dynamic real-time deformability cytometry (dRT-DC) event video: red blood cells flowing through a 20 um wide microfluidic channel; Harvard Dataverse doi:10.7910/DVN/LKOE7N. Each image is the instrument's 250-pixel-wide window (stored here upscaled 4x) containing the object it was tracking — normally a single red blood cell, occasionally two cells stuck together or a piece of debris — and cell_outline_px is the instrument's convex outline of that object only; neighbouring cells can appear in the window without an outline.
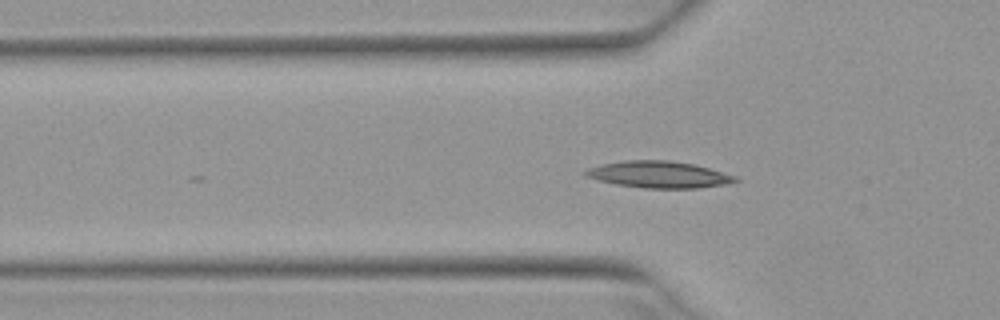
{"species": "Egyptian fruit bat (a non-hibernating species)", "species_latin": "Rousettus aegyptiacus", "temperature_condition": "warm", "stored_images_in_passage": 18, "camera_frame_rate_fps": 3000, "um_per_image_px": 0.085, "animal": {"sex": "female"}, "frame": {"image": 1, "passage_image": 2, "time_ms": 0.333, "image_size_px": [1000, 320], "cell_outline_px": [[740, 180], [724, 184], [700, 188], [644, 188], [616, 184], [584, 176], [580, 172], [588, 168], [600, 164], [624, 160], [668, 160], [696, 164], [736, 176]], "centroid_in_image_um": [55.97, 14.82], "position_along_channel_um": 69.8, "area_um2": 23.41}}
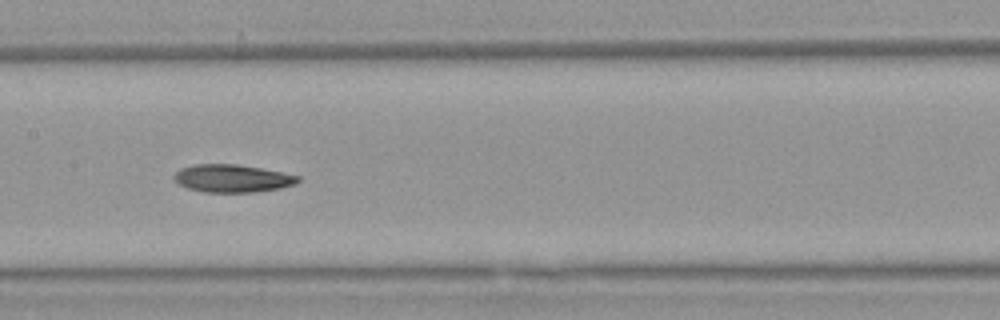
{"frame": {"image": 2, "passage_image": 11, "time_ms": 3.333, "image_size_px": [1000, 320], "cell_outline_px": [[300, 180], [296, 184], [280, 188], [252, 192], [204, 192], [188, 188], [180, 184], [172, 176], [180, 168], [192, 164], [236, 164], [260, 168], [300, 176]], "centroid_in_image_um": [19.73, 15.16], "position_along_channel_um": 187.7, "area_um2": 19.94}}
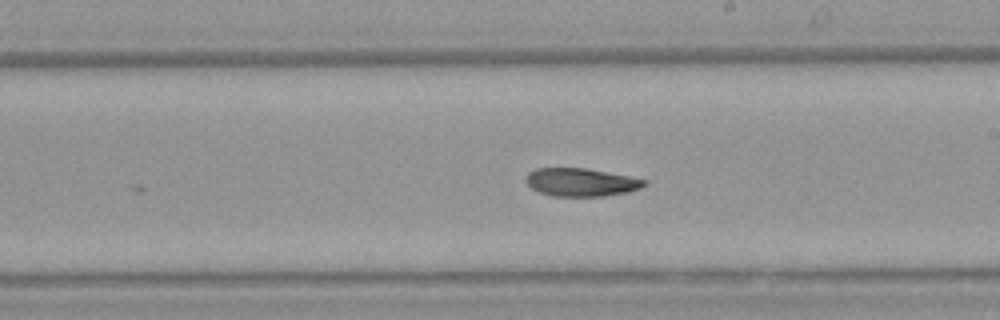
{"frame": {"image": 3, "passage_image": 15, "time_ms": 4.667, "image_size_px": [1000, 320], "cell_outline_px": [[648, 184], [640, 188], [628, 192], [604, 196], [552, 196], [540, 192], [532, 188], [524, 180], [528, 172], [536, 168], [584, 168], [628, 176], [648, 180]], "centroid_in_image_um": [49.39, 15.49], "position_along_channel_um": 239.6, "area_um2": 19.36}}